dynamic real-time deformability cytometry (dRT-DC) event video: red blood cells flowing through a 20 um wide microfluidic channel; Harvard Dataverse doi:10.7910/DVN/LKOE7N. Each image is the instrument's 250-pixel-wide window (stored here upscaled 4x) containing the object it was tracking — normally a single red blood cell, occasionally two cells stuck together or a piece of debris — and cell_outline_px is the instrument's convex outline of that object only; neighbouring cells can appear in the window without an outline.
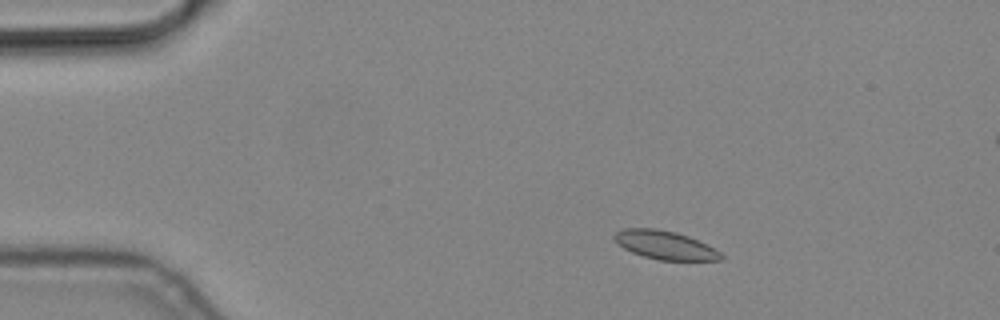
{"species": "common noctule bat (a hibernating species)", "species_latin": "Nyctalus noctula", "temperature_condition": "cold", "stored_images_in_passage": 5, "camera_frame_rate_fps": 3000, "um_per_image_px": 0.085, "animal": {"sex": "male", "body_mass_g": 19.2, "forearm_length_mm": 51.8}, "frame": {"image": 1, "passage_image": 3, "time_ms": 0.667, "image_size_px": [1000, 320], "cell_outline_px": [[724, 256], [720, 260], [660, 260], [644, 256], [632, 252], [624, 248], [612, 236], [616, 232], [624, 228], [656, 228], [676, 232], [688, 236], [720, 252]], "centroid_in_image_um": [56.5, 20.82], "position_along_channel_um": 28.5, "area_um2": 17.4}}